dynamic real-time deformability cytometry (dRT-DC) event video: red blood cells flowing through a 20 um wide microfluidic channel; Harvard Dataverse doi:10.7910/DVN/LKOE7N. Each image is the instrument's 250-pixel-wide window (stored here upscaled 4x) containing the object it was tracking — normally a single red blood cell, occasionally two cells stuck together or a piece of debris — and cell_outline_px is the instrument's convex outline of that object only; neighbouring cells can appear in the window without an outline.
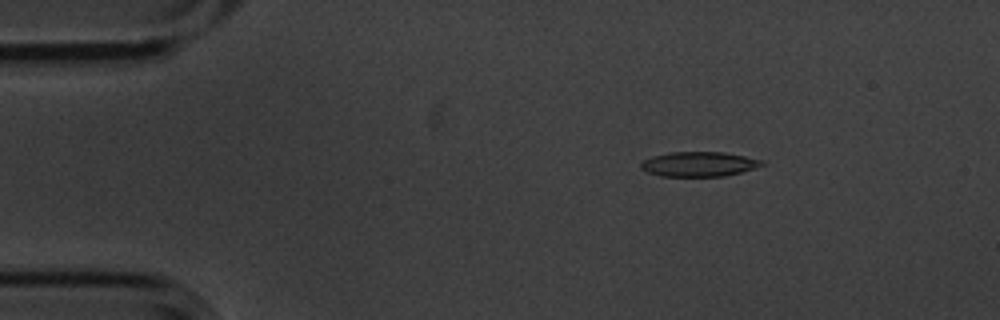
{"species": "common noctule bat (a hibernating species)", "species_latin": "Nyctalus noctula", "temperature_condition": "cold", "stored_images_in_passage": 49, "camera_frame_rate_fps": 3000, "um_per_image_px": 0.085, "animal": {"sex": "male", "body_mass_g": 20.1, "forearm_length_mm": 53.5}, "frame": {"image": 1, "passage_image": 2, "time_ms": 0.333, "image_size_px": [1000, 320], "cell_outline_px": [[764, 164], [740, 172], [724, 176], [660, 176], [648, 172], [640, 168], [640, 164], [644, 160], [652, 156], [668, 152], [724, 152], [764, 160]], "centroid_in_image_um": [59.37, 13.94], "position_along_channel_um": 25.6, "area_um2": 17.34}}
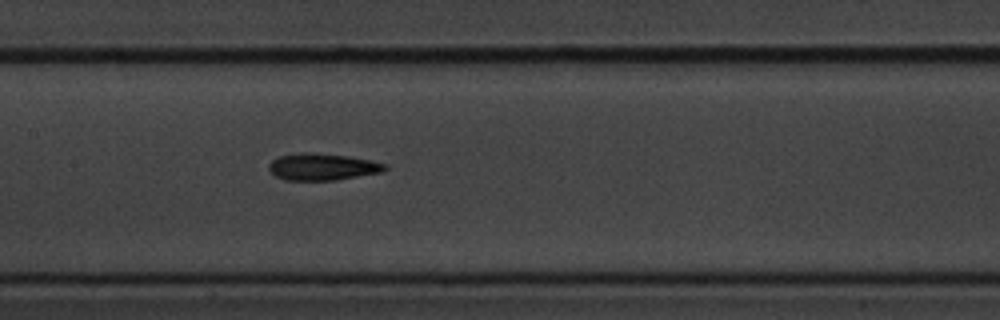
{"frame": {"image": 2, "passage_image": 20, "time_ms": 6.333, "image_size_px": [1000, 320], "cell_outline_px": [[388, 168], [384, 172], [336, 180], [284, 180], [276, 176], [268, 168], [268, 164], [272, 160], [280, 156], [304, 152], [312, 152], [348, 156], [372, 160], [388, 164]], "centroid_in_image_um": [27.46, 14.18], "position_along_channel_um": 179.9, "area_um2": 18.32}}
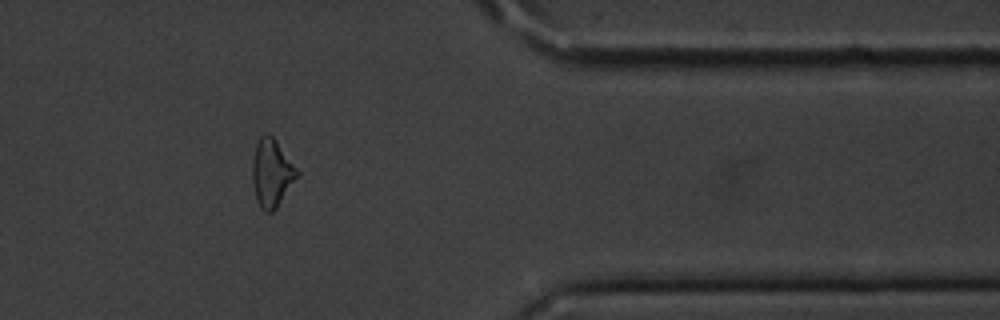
{"frame": {"image": 3, "passage_image": 39, "time_ms": 12.667, "image_size_px": [1000, 320], "cell_outline_px": [[300, 176], [276, 208], [272, 212], [264, 212], [260, 208], [256, 200], [252, 180], [252, 164], [256, 144], [260, 136], [264, 132], [268, 132], [276, 140], [300, 172]], "centroid_in_image_um": [23.11, 14.71], "position_along_channel_um": 388.3, "area_um2": 17.98}, "authors_computed_cell_mechanics": {"area_um2": 17.6868, "velocity_mm_per_s": 3.5789, "shape_relaxation_time_tau1_ms": 2.7114, "shape_relaxation_time_tau2_ms": 6.1622, "deformation_change_tau1": 0.1398, "deformation_change_tau2": 0.1854}}